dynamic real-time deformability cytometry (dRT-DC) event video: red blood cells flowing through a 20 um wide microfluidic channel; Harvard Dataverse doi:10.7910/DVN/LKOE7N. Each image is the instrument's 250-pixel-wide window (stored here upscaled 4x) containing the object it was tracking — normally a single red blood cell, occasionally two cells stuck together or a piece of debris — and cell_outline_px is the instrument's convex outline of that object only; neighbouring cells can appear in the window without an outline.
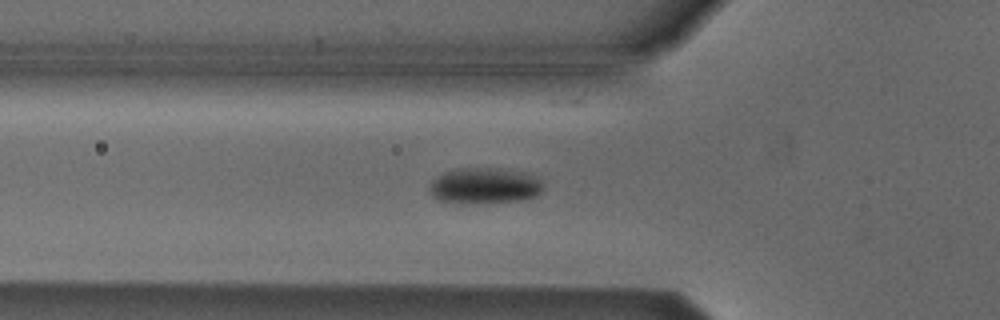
{"species": "Egyptian fruit bat (a non-hibernating species)", "species_latin": "Rousettus aegyptiacus", "temperature_condition": "cold", "stored_images_in_passage": 32, "camera_frame_rate_fps": 3000, "um_per_image_px": 0.085, "animal": {"sex": "male"}, "frame": {"image": 1, "passage_image": 3, "time_ms": 0.667, "image_size_px": [1000, 320], "cell_outline_px": [[544, 188], [536, 196], [524, 200], [456, 204], [436, 200], [428, 192], [428, 188], [432, 180], [444, 172], [456, 168], [488, 168], [524, 172], [536, 176], [544, 180]], "centroid_in_image_um": [41.17, 15.8], "position_along_channel_um": 84.6, "area_um2": 24.28}}
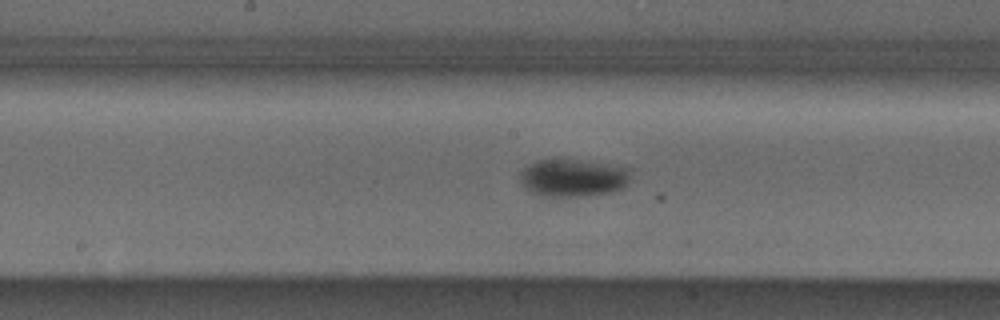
{"frame": {"image": 2, "passage_image": 12, "time_ms": 3.667, "image_size_px": [1000, 320], "cell_outline_px": [[632, 172], [624, 188], [612, 192], [576, 196], [540, 196], [524, 188], [520, 180], [520, 172], [524, 168], [540, 160], [568, 160], [628, 168]], "centroid_in_image_um": [48.68, 15.15], "position_along_channel_um": 199.5, "area_um2": 23.58}}
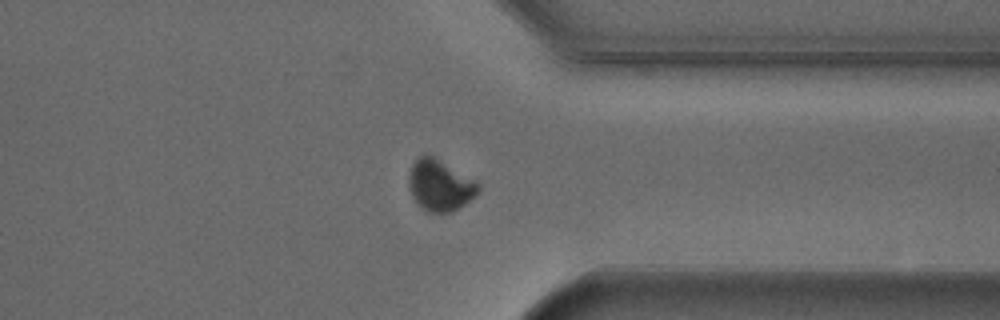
{"frame": {"image": 3, "passage_image": 26, "time_ms": 8.333, "image_size_px": [1000, 320], "cell_outline_px": [[480, 188], [464, 204], [452, 212], [428, 212], [420, 208], [416, 204], [408, 188], [408, 176], [412, 164], [420, 156], [428, 152], [480, 184]], "centroid_in_image_um": [37.32, 15.74], "position_along_channel_um": 374.1, "area_um2": 20.69}, "authors_computed_cell_mechanics": {"area_um2": 23.0622, "velocity_mm_per_s": 3.8157, "shape_relaxation_time_tau1_ms": 2.3547, "shape_relaxation_time_tau2_ms": null, "deformation_change_tau1": 0.0684, "deformation_change_tau2": null}}